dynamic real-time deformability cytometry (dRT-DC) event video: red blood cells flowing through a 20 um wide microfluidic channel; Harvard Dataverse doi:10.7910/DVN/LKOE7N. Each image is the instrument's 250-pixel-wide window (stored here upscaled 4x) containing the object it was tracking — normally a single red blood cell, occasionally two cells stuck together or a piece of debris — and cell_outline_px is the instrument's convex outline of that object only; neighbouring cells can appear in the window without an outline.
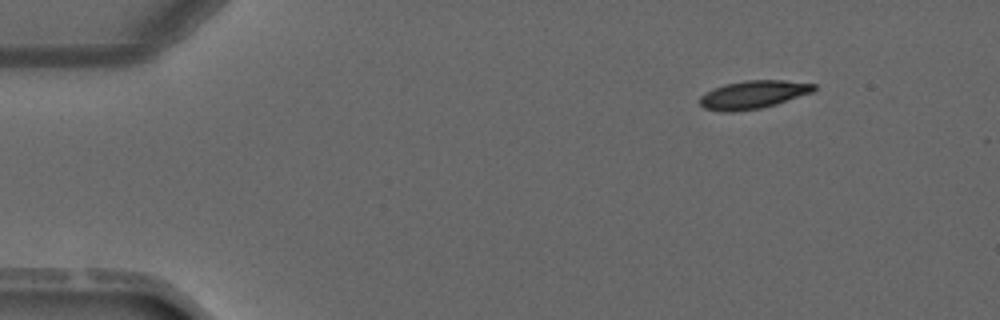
{"species": "common noctule bat (a hibernating species)", "species_latin": "Nyctalus noctula", "temperature_condition": "warm", "stored_images_in_passage": 3, "camera_frame_rate_fps": 3000, "um_per_image_px": 0.085, "animal": {"sex": "male", "forearm_length_mm": 52.5}, "frame": {"image": 1, "passage_image": 1, "time_ms": 0.0, "image_size_px": [1000, 320], "cell_outline_px": [[816, 88], [812, 92], [776, 104], [760, 108], [732, 112], [724, 112], [704, 108], [700, 104], [700, 96], [712, 88], [724, 84], [744, 80], [784, 80], [816, 84]], "centroid_in_image_um": [64.0, 8.03], "position_along_channel_um": 21.0, "area_um2": 18.67}}
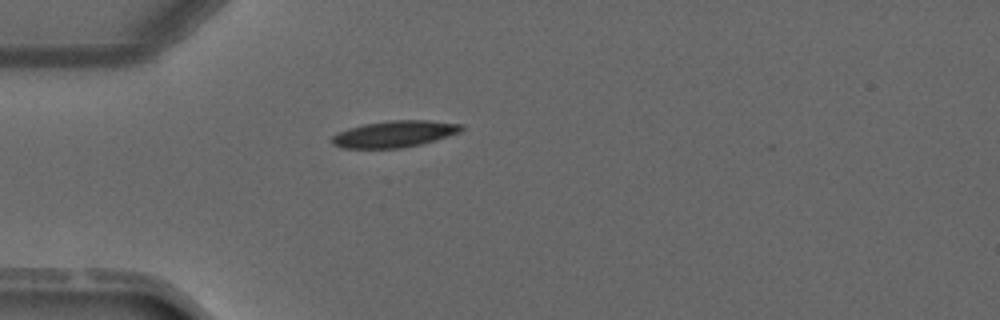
{"frame": {"image": 2, "passage_image": 3, "time_ms": 2.333, "image_size_px": [1000, 320], "cell_outline_px": [[464, 128], [460, 132], [436, 140], [420, 144], [400, 148], [340, 148], [332, 144], [332, 136], [336, 132], [348, 128], [364, 124], [392, 120], [428, 120], [464, 124]], "centroid_in_image_um": [33.52, 11.38], "position_along_channel_um": 51.5, "area_um2": 20.11}}